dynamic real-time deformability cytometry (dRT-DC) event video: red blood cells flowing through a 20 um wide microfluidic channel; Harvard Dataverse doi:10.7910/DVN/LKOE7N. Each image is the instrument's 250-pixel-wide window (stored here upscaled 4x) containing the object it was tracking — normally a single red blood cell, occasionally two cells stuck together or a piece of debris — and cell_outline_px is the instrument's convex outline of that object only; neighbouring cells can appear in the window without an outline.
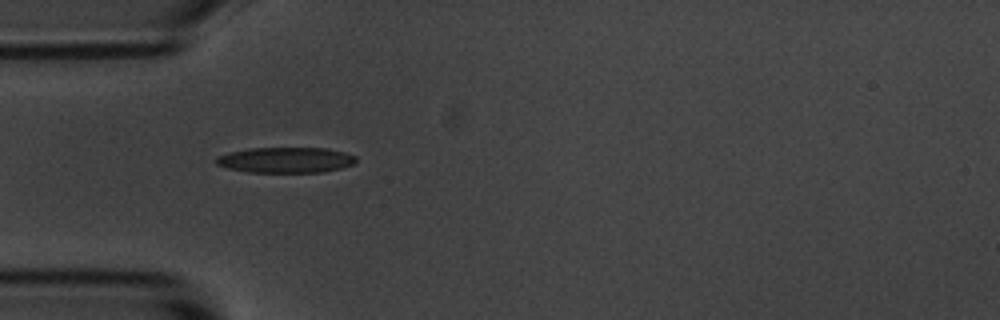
{"species": "common noctule bat (a hibernating species)", "species_latin": "Nyctalus noctula", "temperature_condition": "room temperature", "stored_images_in_passage": 2, "camera_frame_rate_fps": 3000, "um_per_image_px": 0.085, "animal": {"sex": "male", "body_mass_g": 20.1, "forearm_length_mm": 53.5}, "frame": {"image": 1, "passage_image": 1, "time_ms": 0.0, "image_size_px": [1000, 320], "cell_outline_px": [[356, 160], [352, 164], [340, 168], [324, 172], [248, 172], [228, 168], [216, 164], [216, 156], [228, 152], [248, 148], [328, 148], [344, 152], [356, 156]], "centroid_in_image_um": [24.26, 13.59], "position_along_channel_um": 60.7, "area_um2": 20.87}}